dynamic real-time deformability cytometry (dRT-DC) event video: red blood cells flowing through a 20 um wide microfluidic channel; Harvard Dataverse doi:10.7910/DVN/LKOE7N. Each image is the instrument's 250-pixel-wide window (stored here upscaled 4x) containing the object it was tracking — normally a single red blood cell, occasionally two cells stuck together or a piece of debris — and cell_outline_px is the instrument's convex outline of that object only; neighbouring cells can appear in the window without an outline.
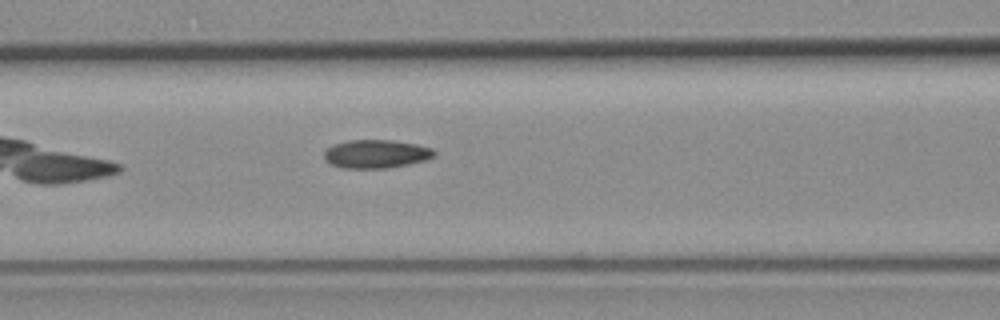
{"species": "common noctule bat (a hibernating species)", "species_latin": "Nyctalus noctula", "temperature_condition": "room temperature", "stored_images_in_passage": 3, "camera_frame_rate_fps": 3000, "um_per_image_px": 0.085, "animal": {"sex": "female", "body_mass_g": 19.3, "forearm_length_mm": 54.1}, "frame": {"image": 1, "passage_image": 3, "time_ms": 3.333, "image_size_px": [1000, 320], "cell_outline_px": [[436, 156], [424, 160], [408, 164], [388, 168], [344, 168], [332, 164], [324, 156], [324, 152], [332, 144], [348, 140], [392, 140], [416, 144], [432, 148], [436, 152]], "centroid_in_image_um": [31.99, 13.07], "position_along_channel_um": 134.6, "area_um2": 18.15}}